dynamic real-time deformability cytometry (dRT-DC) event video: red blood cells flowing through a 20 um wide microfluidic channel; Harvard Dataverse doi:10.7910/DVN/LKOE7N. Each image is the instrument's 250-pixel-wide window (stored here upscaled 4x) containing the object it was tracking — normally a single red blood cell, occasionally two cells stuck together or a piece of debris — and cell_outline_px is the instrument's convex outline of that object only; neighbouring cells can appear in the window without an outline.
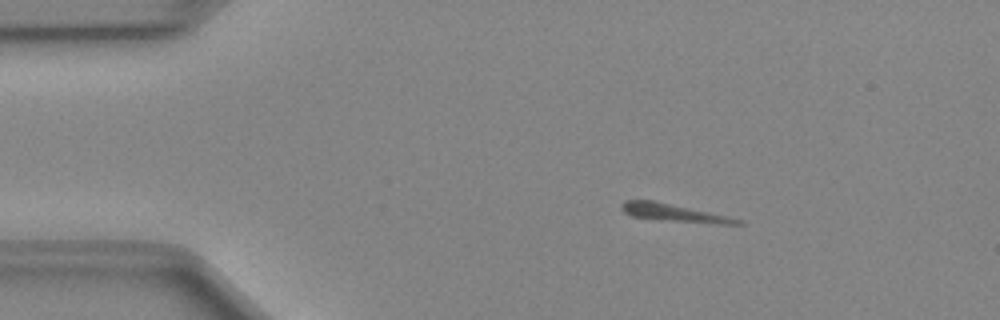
{"species": "Egyptian fruit bat (a non-hibernating species)", "species_latin": "Rousettus aegyptiacus", "temperature_condition": "cold", "stored_images_in_passage": 43, "camera_frame_rate_fps": 3000, "um_per_image_px": 0.085, "animal": {"sex": "female"}, "frame": {"image": 1, "passage_image": 1, "time_ms": 0.0, "image_size_px": [1000, 320], "cell_outline_px": [[744, 224], [724, 224], [676, 220], [632, 216], [624, 212], [620, 208], [620, 204], [624, 200], [652, 200], [744, 220]], "centroid_in_image_um": [57.23, 18.06], "position_along_channel_um": 27.8, "area_um2": 11.21}}
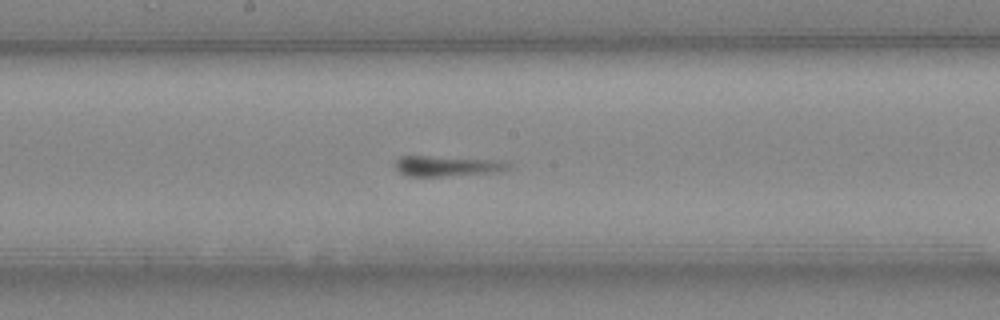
{"frame": {"image": 2, "passage_image": 19, "time_ms": 6.0, "image_size_px": [1000, 320], "cell_outline_px": [[508, 168], [496, 172], [440, 176], [404, 176], [396, 168], [396, 160], [400, 156], [428, 156], [496, 160], [508, 164]], "centroid_in_image_um": [37.91, 14.11], "position_along_channel_um": 210.3, "area_um2": 13.06}}
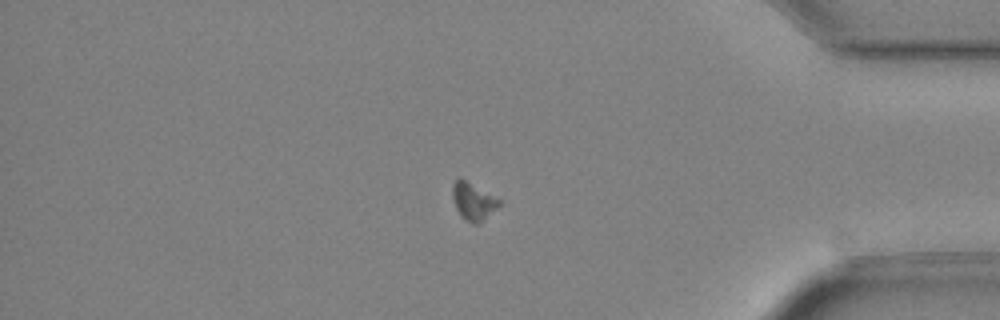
{"frame": {"image": 3, "passage_image": 35, "time_ms": 11.333, "image_size_px": [1000, 320], "cell_outline_px": [[504, 204], [476, 224], [460, 216], [456, 208], [452, 196], [452, 184], [460, 176], [504, 200]], "centroid_in_image_um": [40.28, 17.05], "position_along_channel_um": 394.9, "area_um2": 10.52}}